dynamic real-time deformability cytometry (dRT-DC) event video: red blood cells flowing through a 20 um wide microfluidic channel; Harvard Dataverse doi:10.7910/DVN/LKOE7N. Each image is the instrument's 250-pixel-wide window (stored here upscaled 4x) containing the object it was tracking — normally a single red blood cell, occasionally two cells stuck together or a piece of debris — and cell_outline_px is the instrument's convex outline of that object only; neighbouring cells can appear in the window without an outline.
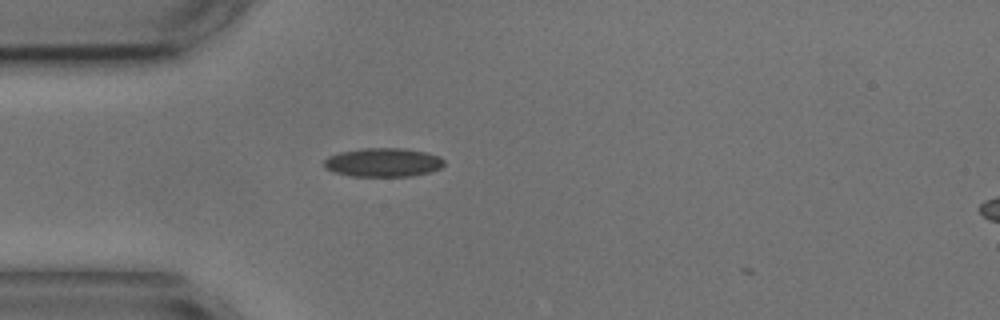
{"species": "common noctule bat (a hibernating species)", "species_latin": "Nyctalus noctula", "temperature_condition": "cold", "stored_images_in_passage": 2, "camera_frame_rate_fps": 3000, "um_per_image_px": 0.085, "animal": {"sex": "male", "body_mass_g": 17.9, "forearm_length_mm": 54.2}, "frame": {"image": 1, "passage_image": 1, "time_ms": 0.0, "image_size_px": [1000, 320], "cell_outline_px": [[444, 164], [440, 168], [432, 172], [412, 176], [352, 176], [332, 172], [324, 168], [324, 160], [328, 156], [340, 152], [364, 148], [404, 148], [424, 152], [440, 156], [444, 160]], "centroid_in_image_um": [32.56, 13.81], "position_along_channel_um": 52.4, "area_um2": 20.29}}